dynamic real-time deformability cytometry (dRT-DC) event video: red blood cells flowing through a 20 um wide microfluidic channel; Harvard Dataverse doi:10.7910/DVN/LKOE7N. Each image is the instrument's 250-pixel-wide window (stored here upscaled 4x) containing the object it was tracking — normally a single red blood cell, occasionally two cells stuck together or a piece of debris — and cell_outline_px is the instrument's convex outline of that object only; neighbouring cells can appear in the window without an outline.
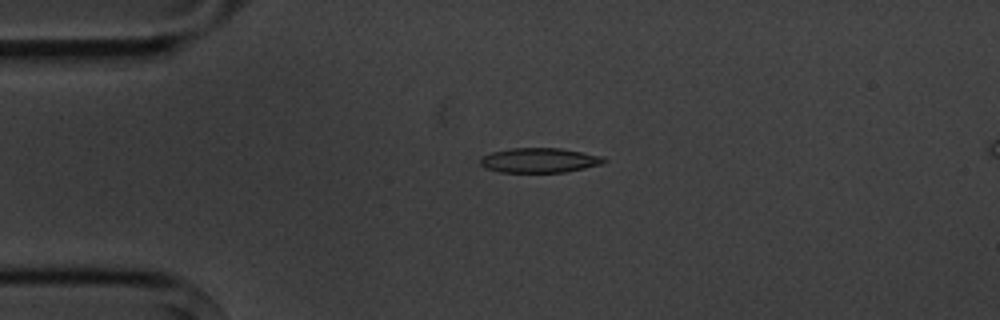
{"species": "common noctule bat (a hibernating species)", "species_latin": "Nyctalus noctula", "temperature_condition": "cold", "stored_images_in_passage": 4, "camera_frame_rate_fps": 3000, "um_per_image_px": 0.085, "animal": {"sex": "male", "body_mass_g": 20.1, "forearm_length_mm": 53.5}, "frame": {"image": 1, "passage_image": 4, "time_ms": 3.667, "image_size_px": [1000, 320], "cell_outline_px": [[608, 160], [604, 164], [564, 172], [500, 172], [484, 168], [480, 164], [480, 156], [492, 152], [512, 148], [560, 148], [604, 156]], "centroid_in_image_um": [45.86, 13.62], "position_along_channel_um": 39.1, "area_um2": 17.98}}